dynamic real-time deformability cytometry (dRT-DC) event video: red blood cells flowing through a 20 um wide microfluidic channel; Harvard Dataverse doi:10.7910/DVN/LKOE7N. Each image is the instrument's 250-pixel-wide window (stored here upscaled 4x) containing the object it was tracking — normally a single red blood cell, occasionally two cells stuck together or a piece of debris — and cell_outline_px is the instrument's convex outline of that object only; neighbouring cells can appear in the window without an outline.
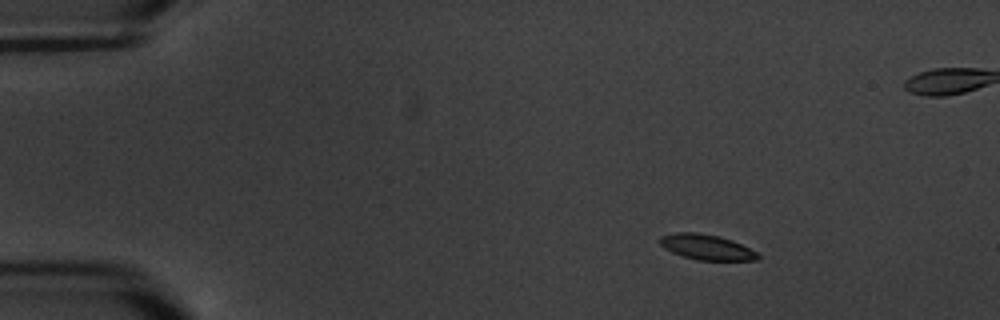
{"species": "common noctule bat (a hibernating species)", "species_latin": "Nyctalus noctula", "temperature_condition": "warm", "stored_images_in_passage": 12, "camera_frame_rate_fps": 3000, "um_per_image_px": 0.085, "animal": {"sex": "male", "body_mass_g": 20.1, "forearm_length_mm": 53.5}, "frame": {"image": 1, "passage_image": 3, "time_ms": 2.0, "image_size_px": [1000, 320], "cell_outline_px": [[760, 256], [756, 260], [696, 260], [672, 252], [664, 248], [660, 244], [660, 236], [676, 232], [696, 232], [720, 236], [732, 240], [756, 252]], "centroid_in_image_um": [60.03, 20.99], "position_along_channel_um": 25.0, "area_um2": 14.33}}
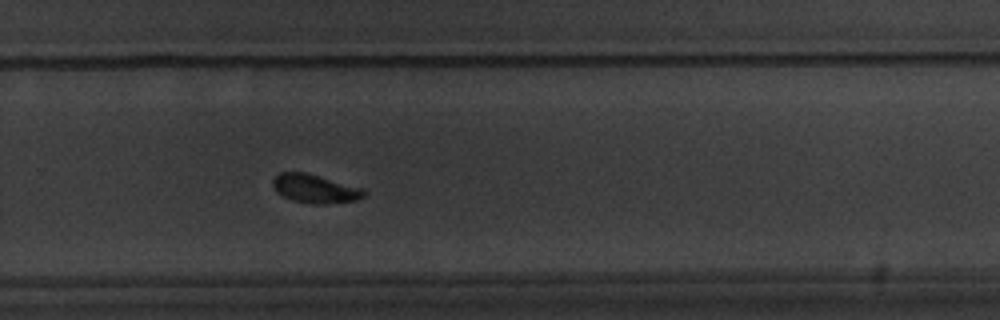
{"frame": {"image": 2, "passage_image": 12, "time_ms": 12.667, "image_size_px": [1000, 320], "cell_outline_px": [[368, 192], [364, 196], [356, 200], [328, 204], [312, 204], [292, 200], [276, 192], [272, 184], [272, 180], [280, 172], [304, 172], [364, 188]], "centroid_in_image_um": [26.79, 16.04], "position_along_channel_um": 303.0, "area_um2": 15.26}}